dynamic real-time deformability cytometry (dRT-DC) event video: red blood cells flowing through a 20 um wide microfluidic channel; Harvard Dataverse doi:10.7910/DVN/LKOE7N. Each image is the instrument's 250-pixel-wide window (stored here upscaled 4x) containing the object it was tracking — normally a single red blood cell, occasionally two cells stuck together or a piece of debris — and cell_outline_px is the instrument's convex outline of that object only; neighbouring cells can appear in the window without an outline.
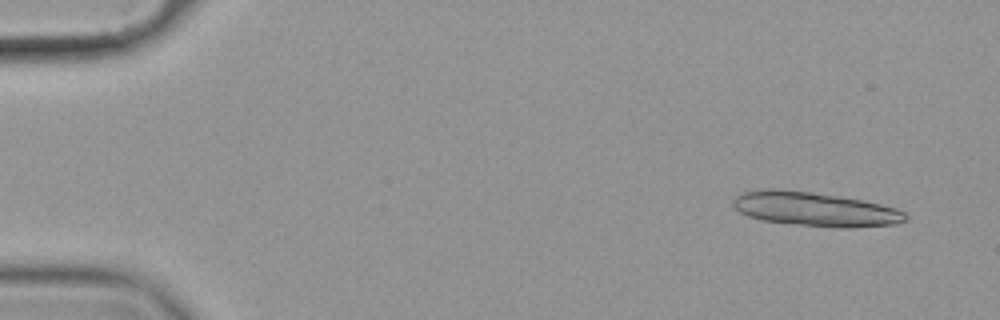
{"species": "common noctule bat (a hibernating species)", "species_latin": "Nyctalus noctula", "temperature_condition": "cold", "stored_images_in_passage": 15, "camera_frame_rate_fps": 3000, "um_per_image_px": 0.085, "animal": {"sex": "female", "body_mass_g": 19.9}, "frame": {"image": 1, "passage_image": 3, "time_ms": 0.667, "image_size_px": [1000, 320], "cell_outline_px": [[908, 220], [896, 224], [852, 228], [840, 228], [760, 220], [748, 216], [740, 212], [732, 204], [732, 200], [740, 192], [760, 188], [784, 188], [840, 196], [864, 200], [896, 208], [904, 212], [908, 216]], "centroid_in_image_um": [69.26, 17.76], "position_along_channel_um": 15.7, "area_um2": 34.74}}